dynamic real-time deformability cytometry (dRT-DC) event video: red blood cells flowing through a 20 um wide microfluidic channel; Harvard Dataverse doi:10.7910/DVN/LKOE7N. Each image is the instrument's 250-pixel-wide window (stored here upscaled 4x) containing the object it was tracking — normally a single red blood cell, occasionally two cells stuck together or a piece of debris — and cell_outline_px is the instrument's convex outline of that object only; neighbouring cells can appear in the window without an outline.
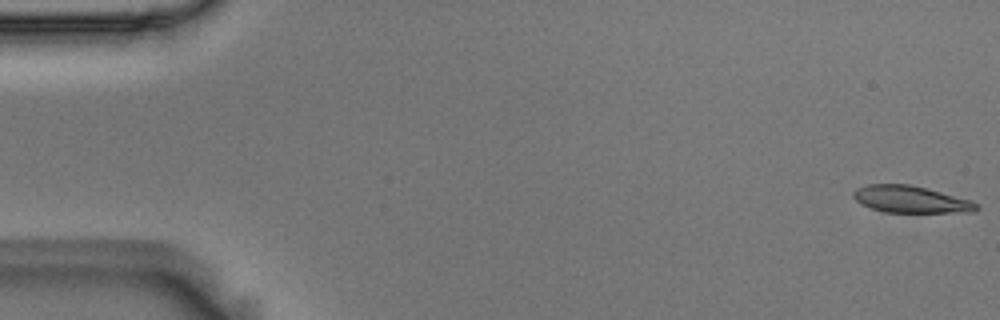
{"species": "Egyptian fruit bat (a non-hibernating species)", "species_latin": "Rousettus aegyptiacus", "temperature_condition": "room temperature", "stored_images_in_passage": 6, "camera_frame_rate_fps": 3000, "um_per_image_px": 0.085, "animal": {"sex": "male"}, "frame": {"image": 1, "passage_image": 1, "time_ms": 0.0, "image_size_px": [1000, 320], "cell_outline_px": [[980, 208], [972, 212], [884, 212], [860, 204], [852, 196], [852, 192], [856, 188], [868, 184], [908, 184], [928, 188], [972, 200]], "centroid_in_image_um": [77.4, 16.94], "position_along_channel_um": 7.6, "area_um2": 19.42}}
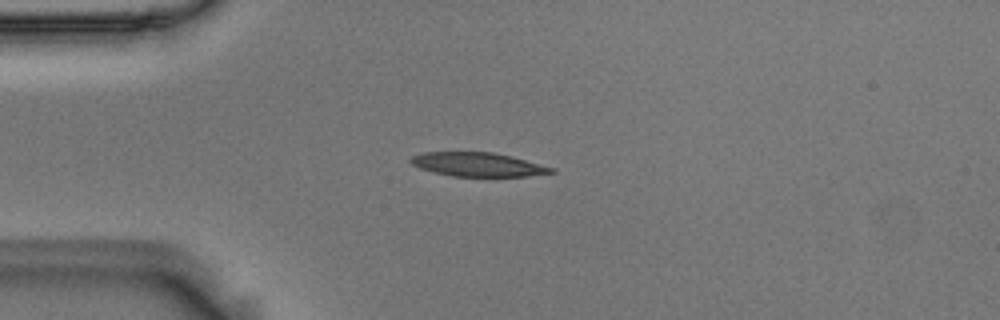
{"frame": {"image": 2, "passage_image": 4, "time_ms": 1.0, "image_size_px": [1000, 320], "cell_outline_px": [[556, 172], [528, 176], [452, 176], [420, 168], [412, 164], [408, 160], [412, 156], [424, 152], [492, 152], [512, 156], [556, 168]], "centroid_in_image_um": [40.65, 13.97], "position_along_channel_um": 44.3, "area_um2": 19.54}}
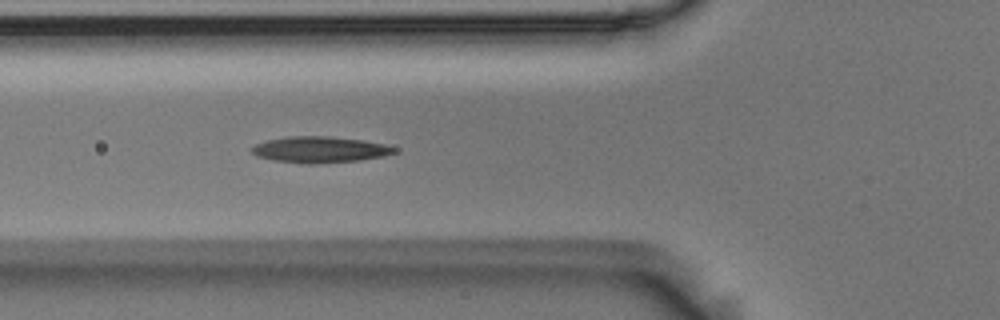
{"frame": {"image": 3, "passage_image": 6, "time_ms": 1.667, "image_size_px": [1000, 320], "cell_outline_px": [[400, 148], [396, 152], [384, 156], [360, 160], [316, 164], [308, 164], [272, 160], [256, 156], [248, 148], [256, 144], [268, 140], [288, 136], [332, 136], [364, 140], [384, 144]], "centroid_in_image_um": [27.2, 12.71], "position_along_channel_um": 98.6, "area_um2": 22.02}}